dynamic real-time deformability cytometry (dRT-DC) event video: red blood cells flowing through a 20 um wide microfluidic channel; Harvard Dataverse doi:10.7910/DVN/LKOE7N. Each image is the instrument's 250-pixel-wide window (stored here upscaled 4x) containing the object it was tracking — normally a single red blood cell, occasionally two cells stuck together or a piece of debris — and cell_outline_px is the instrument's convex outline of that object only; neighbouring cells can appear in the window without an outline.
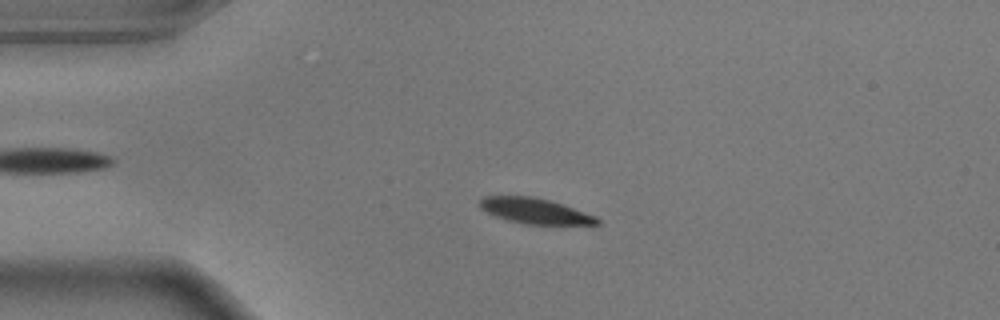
{"species": "common noctule bat (a hibernating species)", "species_latin": "Nyctalus noctula", "temperature_condition": "warm", "stored_images_in_passage": 55, "camera_frame_rate_fps": 3000, "um_per_image_px": 0.085, "animal": {"sex": "male", "body_mass_g": 17.9}, "frame": {"image": 1, "passage_image": 12, "time_ms": 3.667, "image_size_px": [1000, 320], "cell_outline_px": [[600, 224], [528, 224], [508, 220], [496, 216], [480, 208], [480, 200], [484, 196], [532, 196], [548, 200], [596, 216], [600, 220]], "centroid_in_image_um": [45.46, 17.93], "position_along_channel_um": 39.5, "area_um2": 16.99}}
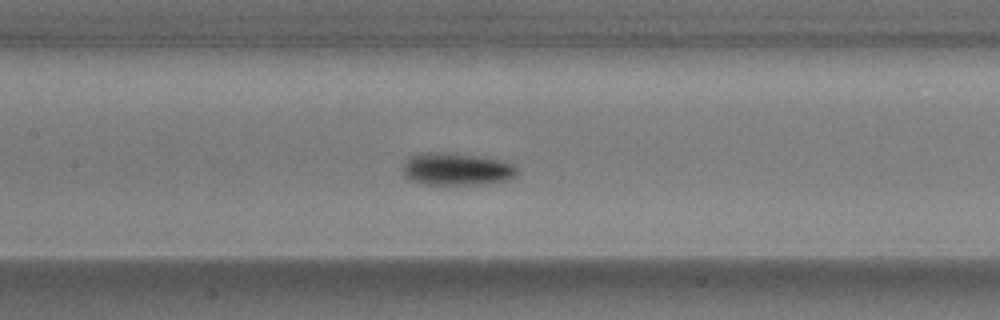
{"frame": {"image": 2, "passage_image": 25, "time_ms": 8.0, "image_size_px": [1000, 320], "cell_outline_px": [[520, 172], [508, 180], [484, 184], [424, 184], [412, 180], [404, 176], [400, 168], [408, 156], [424, 152], [448, 152], [476, 156], [500, 160], [512, 164]], "centroid_in_image_um": [38.76, 14.37], "position_along_channel_um": 168.6, "area_um2": 21.79}}
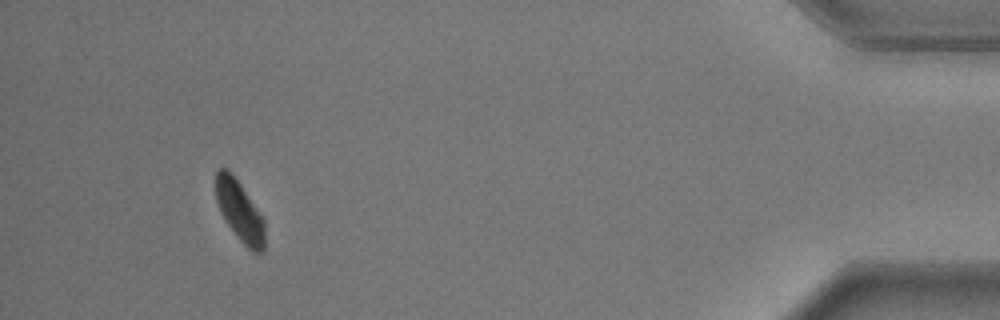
{"frame": {"image": 3, "passage_image": 51, "time_ms": 16.667, "image_size_px": [1000, 320], "cell_outline_px": [[264, 252], [252, 252], [240, 240], [228, 224], [220, 212], [216, 200], [216, 172], [220, 168], [228, 168], [264, 216]], "centroid_in_image_um": [20.39, 17.93], "position_along_channel_um": 414.8, "area_um2": 17.28}, "authors_computed_cell_mechanics": {"area_um2": 18.6694, "velocity_mm_per_s": 3.6161, "shape_relaxation_time_tau1_ms": 3.0525, "shape_relaxation_time_tau2_ms": null, "deformation_change_tau1": 0.1613, "deformation_change_tau2": null}}